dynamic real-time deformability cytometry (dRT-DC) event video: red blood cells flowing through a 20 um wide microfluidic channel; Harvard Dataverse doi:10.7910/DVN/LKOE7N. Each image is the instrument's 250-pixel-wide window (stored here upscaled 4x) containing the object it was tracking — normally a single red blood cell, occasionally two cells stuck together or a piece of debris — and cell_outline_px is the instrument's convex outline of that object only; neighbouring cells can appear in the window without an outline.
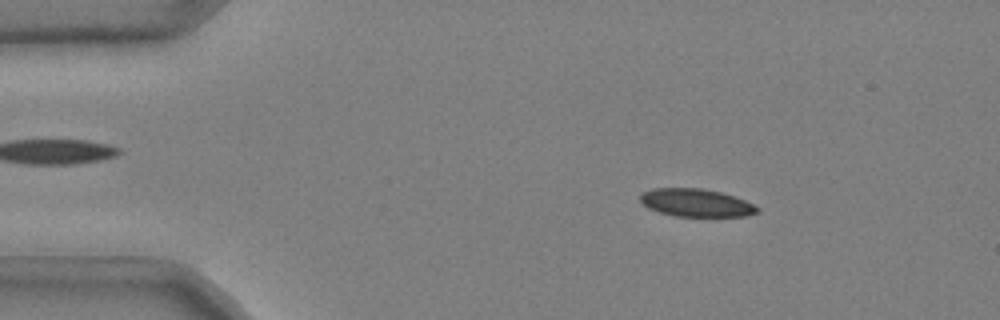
{"species": "common noctule bat (a hibernating species)", "species_latin": "Nyctalus noctula", "temperature_condition": "cold", "stored_images_in_passage": 51, "camera_frame_rate_fps": 3000, "um_per_image_px": 0.085, "animal": {"sex": "male", "body_mass_g": 20.4}, "frame": {"image": 1, "passage_image": 8, "time_ms": 2.333, "image_size_px": [1000, 320], "cell_outline_px": [[760, 212], [748, 216], [676, 216], [660, 212], [648, 208], [640, 200], [640, 192], [652, 188], [700, 188], [720, 192], [744, 200], [760, 208]], "centroid_in_image_um": [59.15, 17.23], "position_along_channel_um": 25.8, "area_um2": 18.96}}
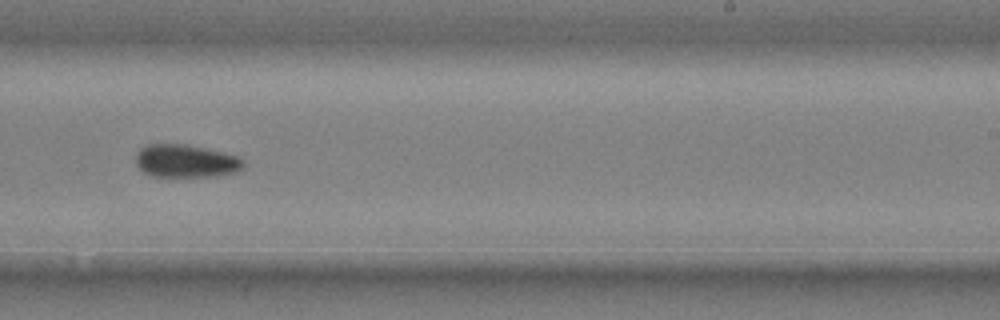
{"frame": {"image": 2, "passage_image": 33, "time_ms": 10.667, "image_size_px": [1000, 320], "cell_outline_px": [[244, 168], [236, 172], [220, 176], [152, 176], [144, 172], [136, 164], [136, 152], [140, 148], [148, 144], [188, 144], [224, 152], [240, 156], [244, 160]], "centroid_in_image_um": [15.84, 13.68], "position_along_channel_um": 273.2, "area_um2": 20.92}}
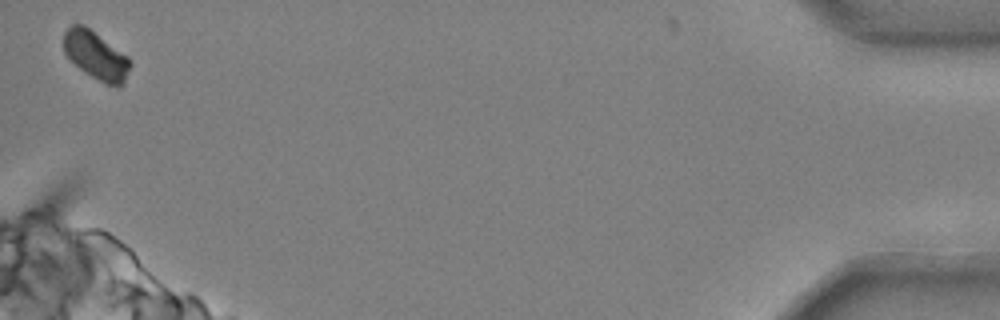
{"frame": {"image": 3, "passage_image": 51, "time_ms": 16.667, "image_size_px": [1000, 320], "cell_outline_px": [[132, 64], [124, 84], [120, 88], [104, 84], [84, 72], [64, 52], [64, 32], [72, 24], [84, 24], [128, 56], [132, 60]], "centroid_in_image_um": [8.21, 4.74], "position_along_channel_um": 427.0, "area_um2": 18.84}, "authors_computed_cell_mechanics": {"area_um2": 20.3456, "velocity_mm_per_s": 3.7011, "shape_relaxation_time_tau1_ms": 10.2528, "shape_relaxation_time_tau2_ms": null, "deformation_change_tau1": 0.1624, "deformation_change_tau2": null}}